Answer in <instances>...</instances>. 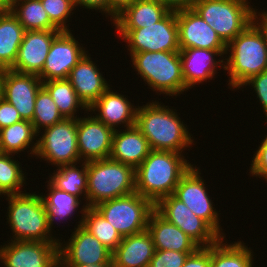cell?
Masks as SVG:
<instances>
[{"instance_id":"obj_32","label":"cell","mask_w":267,"mask_h":267,"mask_svg":"<svg viewBox=\"0 0 267 267\" xmlns=\"http://www.w3.org/2000/svg\"><path fill=\"white\" fill-rule=\"evenodd\" d=\"M35 136L38 135L33 124L27 120H21L0 129V153L18 154V152L29 148Z\"/></svg>"},{"instance_id":"obj_23","label":"cell","mask_w":267,"mask_h":267,"mask_svg":"<svg viewBox=\"0 0 267 267\" xmlns=\"http://www.w3.org/2000/svg\"><path fill=\"white\" fill-rule=\"evenodd\" d=\"M151 151L147 138L136 125L125 131L115 129L110 158L136 169Z\"/></svg>"},{"instance_id":"obj_28","label":"cell","mask_w":267,"mask_h":267,"mask_svg":"<svg viewBox=\"0 0 267 267\" xmlns=\"http://www.w3.org/2000/svg\"><path fill=\"white\" fill-rule=\"evenodd\" d=\"M79 222L112 253L123 239L119 232L94 207H83Z\"/></svg>"},{"instance_id":"obj_49","label":"cell","mask_w":267,"mask_h":267,"mask_svg":"<svg viewBox=\"0 0 267 267\" xmlns=\"http://www.w3.org/2000/svg\"><path fill=\"white\" fill-rule=\"evenodd\" d=\"M4 70L3 68H0V100L3 97V78H4Z\"/></svg>"},{"instance_id":"obj_19","label":"cell","mask_w":267,"mask_h":267,"mask_svg":"<svg viewBox=\"0 0 267 267\" xmlns=\"http://www.w3.org/2000/svg\"><path fill=\"white\" fill-rule=\"evenodd\" d=\"M60 30L25 31L11 70L38 75L44 67L53 40Z\"/></svg>"},{"instance_id":"obj_47","label":"cell","mask_w":267,"mask_h":267,"mask_svg":"<svg viewBox=\"0 0 267 267\" xmlns=\"http://www.w3.org/2000/svg\"><path fill=\"white\" fill-rule=\"evenodd\" d=\"M60 267H113L112 264H92V265H60Z\"/></svg>"},{"instance_id":"obj_20","label":"cell","mask_w":267,"mask_h":267,"mask_svg":"<svg viewBox=\"0 0 267 267\" xmlns=\"http://www.w3.org/2000/svg\"><path fill=\"white\" fill-rule=\"evenodd\" d=\"M87 55L86 53L72 68L67 80L73 86L80 100L89 108L110 85Z\"/></svg>"},{"instance_id":"obj_33","label":"cell","mask_w":267,"mask_h":267,"mask_svg":"<svg viewBox=\"0 0 267 267\" xmlns=\"http://www.w3.org/2000/svg\"><path fill=\"white\" fill-rule=\"evenodd\" d=\"M49 182L59 190L76 197L83 193L87 198V162L83 163L81 170L74 164L59 166Z\"/></svg>"},{"instance_id":"obj_8","label":"cell","mask_w":267,"mask_h":267,"mask_svg":"<svg viewBox=\"0 0 267 267\" xmlns=\"http://www.w3.org/2000/svg\"><path fill=\"white\" fill-rule=\"evenodd\" d=\"M94 208L119 232L122 237L143 232L154 211V204L137 192L102 201Z\"/></svg>"},{"instance_id":"obj_15","label":"cell","mask_w":267,"mask_h":267,"mask_svg":"<svg viewBox=\"0 0 267 267\" xmlns=\"http://www.w3.org/2000/svg\"><path fill=\"white\" fill-rule=\"evenodd\" d=\"M69 242L59 247L60 265L112 264V252L78 225Z\"/></svg>"},{"instance_id":"obj_26","label":"cell","mask_w":267,"mask_h":267,"mask_svg":"<svg viewBox=\"0 0 267 267\" xmlns=\"http://www.w3.org/2000/svg\"><path fill=\"white\" fill-rule=\"evenodd\" d=\"M170 10L159 0H136L114 20L116 29L147 27L162 20Z\"/></svg>"},{"instance_id":"obj_37","label":"cell","mask_w":267,"mask_h":267,"mask_svg":"<svg viewBox=\"0 0 267 267\" xmlns=\"http://www.w3.org/2000/svg\"><path fill=\"white\" fill-rule=\"evenodd\" d=\"M50 22L60 31H70L66 26L67 18L74 10V0H41Z\"/></svg>"},{"instance_id":"obj_40","label":"cell","mask_w":267,"mask_h":267,"mask_svg":"<svg viewBox=\"0 0 267 267\" xmlns=\"http://www.w3.org/2000/svg\"><path fill=\"white\" fill-rule=\"evenodd\" d=\"M250 85L254 88L257 93V98L266 114L267 118V70L261 72L260 74L252 76L248 81L244 83L243 86Z\"/></svg>"},{"instance_id":"obj_4","label":"cell","mask_w":267,"mask_h":267,"mask_svg":"<svg viewBox=\"0 0 267 267\" xmlns=\"http://www.w3.org/2000/svg\"><path fill=\"white\" fill-rule=\"evenodd\" d=\"M135 169L111 158L87 162L86 207L135 192Z\"/></svg>"},{"instance_id":"obj_27","label":"cell","mask_w":267,"mask_h":267,"mask_svg":"<svg viewBox=\"0 0 267 267\" xmlns=\"http://www.w3.org/2000/svg\"><path fill=\"white\" fill-rule=\"evenodd\" d=\"M25 31L10 10L0 11V68L14 66Z\"/></svg>"},{"instance_id":"obj_9","label":"cell","mask_w":267,"mask_h":267,"mask_svg":"<svg viewBox=\"0 0 267 267\" xmlns=\"http://www.w3.org/2000/svg\"><path fill=\"white\" fill-rule=\"evenodd\" d=\"M44 134L32 145L31 153L56 165L80 162L77 143V119H64L44 129Z\"/></svg>"},{"instance_id":"obj_14","label":"cell","mask_w":267,"mask_h":267,"mask_svg":"<svg viewBox=\"0 0 267 267\" xmlns=\"http://www.w3.org/2000/svg\"><path fill=\"white\" fill-rule=\"evenodd\" d=\"M176 20L180 50L202 48L227 53L226 44L193 8L176 11Z\"/></svg>"},{"instance_id":"obj_16","label":"cell","mask_w":267,"mask_h":267,"mask_svg":"<svg viewBox=\"0 0 267 267\" xmlns=\"http://www.w3.org/2000/svg\"><path fill=\"white\" fill-rule=\"evenodd\" d=\"M86 54L70 31H62L52 42L43 70L38 74L42 82L67 79L72 68Z\"/></svg>"},{"instance_id":"obj_31","label":"cell","mask_w":267,"mask_h":267,"mask_svg":"<svg viewBox=\"0 0 267 267\" xmlns=\"http://www.w3.org/2000/svg\"><path fill=\"white\" fill-rule=\"evenodd\" d=\"M43 87L51 95L65 119H77L74 114L79 107L88 110L67 79L44 81Z\"/></svg>"},{"instance_id":"obj_3","label":"cell","mask_w":267,"mask_h":267,"mask_svg":"<svg viewBox=\"0 0 267 267\" xmlns=\"http://www.w3.org/2000/svg\"><path fill=\"white\" fill-rule=\"evenodd\" d=\"M135 125L151 150L182 153L194 140L178 114L156 101L137 108Z\"/></svg>"},{"instance_id":"obj_42","label":"cell","mask_w":267,"mask_h":267,"mask_svg":"<svg viewBox=\"0 0 267 267\" xmlns=\"http://www.w3.org/2000/svg\"><path fill=\"white\" fill-rule=\"evenodd\" d=\"M18 110L2 97L0 100V129L21 121Z\"/></svg>"},{"instance_id":"obj_36","label":"cell","mask_w":267,"mask_h":267,"mask_svg":"<svg viewBox=\"0 0 267 267\" xmlns=\"http://www.w3.org/2000/svg\"><path fill=\"white\" fill-rule=\"evenodd\" d=\"M10 155L0 153V190L5 196L20 194L22 191L19 188L24 186L25 181L19 162L17 163V161L11 159Z\"/></svg>"},{"instance_id":"obj_12","label":"cell","mask_w":267,"mask_h":267,"mask_svg":"<svg viewBox=\"0 0 267 267\" xmlns=\"http://www.w3.org/2000/svg\"><path fill=\"white\" fill-rule=\"evenodd\" d=\"M60 243L13 241L0 247L5 267H60Z\"/></svg>"},{"instance_id":"obj_38","label":"cell","mask_w":267,"mask_h":267,"mask_svg":"<svg viewBox=\"0 0 267 267\" xmlns=\"http://www.w3.org/2000/svg\"><path fill=\"white\" fill-rule=\"evenodd\" d=\"M173 250H155L148 267H182L189 254Z\"/></svg>"},{"instance_id":"obj_24","label":"cell","mask_w":267,"mask_h":267,"mask_svg":"<svg viewBox=\"0 0 267 267\" xmlns=\"http://www.w3.org/2000/svg\"><path fill=\"white\" fill-rule=\"evenodd\" d=\"M222 56L217 50L202 48H187L180 50L182 73L186 90L192 88L197 83H202L207 79H212L216 74L217 65L223 63L213 59V56Z\"/></svg>"},{"instance_id":"obj_25","label":"cell","mask_w":267,"mask_h":267,"mask_svg":"<svg viewBox=\"0 0 267 267\" xmlns=\"http://www.w3.org/2000/svg\"><path fill=\"white\" fill-rule=\"evenodd\" d=\"M147 230L152 236L155 250L195 252L200 246L177 226L166 221L155 210L148 219Z\"/></svg>"},{"instance_id":"obj_5","label":"cell","mask_w":267,"mask_h":267,"mask_svg":"<svg viewBox=\"0 0 267 267\" xmlns=\"http://www.w3.org/2000/svg\"><path fill=\"white\" fill-rule=\"evenodd\" d=\"M8 223L14 233L13 241L60 243L51 237L48 212L41 195L20 193L7 195ZM50 237H49V236Z\"/></svg>"},{"instance_id":"obj_30","label":"cell","mask_w":267,"mask_h":267,"mask_svg":"<svg viewBox=\"0 0 267 267\" xmlns=\"http://www.w3.org/2000/svg\"><path fill=\"white\" fill-rule=\"evenodd\" d=\"M18 6L20 7L18 8ZM9 10L26 31L58 30L50 22L41 0L12 1Z\"/></svg>"},{"instance_id":"obj_39","label":"cell","mask_w":267,"mask_h":267,"mask_svg":"<svg viewBox=\"0 0 267 267\" xmlns=\"http://www.w3.org/2000/svg\"><path fill=\"white\" fill-rule=\"evenodd\" d=\"M253 157L250 173L267 180V135Z\"/></svg>"},{"instance_id":"obj_18","label":"cell","mask_w":267,"mask_h":267,"mask_svg":"<svg viewBox=\"0 0 267 267\" xmlns=\"http://www.w3.org/2000/svg\"><path fill=\"white\" fill-rule=\"evenodd\" d=\"M114 129L95 116L77 118V143L80 160L85 162L110 158Z\"/></svg>"},{"instance_id":"obj_48","label":"cell","mask_w":267,"mask_h":267,"mask_svg":"<svg viewBox=\"0 0 267 267\" xmlns=\"http://www.w3.org/2000/svg\"><path fill=\"white\" fill-rule=\"evenodd\" d=\"M12 0H0V11H7L10 9Z\"/></svg>"},{"instance_id":"obj_17","label":"cell","mask_w":267,"mask_h":267,"mask_svg":"<svg viewBox=\"0 0 267 267\" xmlns=\"http://www.w3.org/2000/svg\"><path fill=\"white\" fill-rule=\"evenodd\" d=\"M43 82L36 74L4 70L3 98L12 104L19 112L22 120H33L35 99Z\"/></svg>"},{"instance_id":"obj_43","label":"cell","mask_w":267,"mask_h":267,"mask_svg":"<svg viewBox=\"0 0 267 267\" xmlns=\"http://www.w3.org/2000/svg\"><path fill=\"white\" fill-rule=\"evenodd\" d=\"M75 7L80 5L85 8L102 10L110 15V0H74Z\"/></svg>"},{"instance_id":"obj_7","label":"cell","mask_w":267,"mask_h":267,"mask_svg":"<svg viewBox=\"0 0 267 267\" xmlns=\"http://www.w3.org/2000/svg\"><path fill=\"white\" fill-rule=\"evenodd\" d=\"M248 0H195L192 8L227 45L255 20Z\"/></svg>"},{"instance_id":"obj_29","label":"cell","mask_w":267,"mask_h":267,"mask_svg":"<svg viewBox=\"0 0 267 267\" xmlns=\"http://www.w3.org/2000/svg\"><path fill=\"white\" fill-rule=\"evenodd\" d=\"M224 238H220L211 245V265L210 267H252L253 259L247 246L241 241L234 244H223Z\"/></svg>"},{"instance_id":"obj_35","label":"cell","mask_w":267,"mask_h":267,"mask_svg":"<svg viewBox=\"0 0 267 267\" xmlns=\"http://www.w3.org/2000/svg\"><path fill=\"white\" fill-rule=\"evenodd\" d=\"M64 119L51 95L42 87L35 99V109L32 120L35 132L38 134L40 133V127L48 128Z\"/></svg>"},{"instance_id":"obj_2","label":"cell","mask_w":267,"mask_h":267,"mask_svg":"<svg viewBox=\"0 0 267 267\" xmlns=\"http://www.w3.org/2000/svg\"><path fill=\"white\" fill-rule=\"evenodd\" d=\"M255 21L226 45L231 54L226 65H218L228 70L231 88L239 89L252 76L267 70V35Z\"/></svg>"},{"instance_id":"obj_1","label":"cell","mask_w":267,"mask_h":267,"mask_svg":"<svg viewBox=\"0 0 267 267\" xmlns=\"http://www.w3.org/2000/svg\"><path fill=\"white\" fill-rule=\"evenodd\" d=\"M181 153L151 150L135 169V192L154 205L174 193L181 177L192 167Z\"/></svg>"},{"instance_id":"obj_44","label":"cell","mask_w":267,"mask_h":267,"mask_svg":"<svg viewBox=\"0 0 267 267\" xmlns=\"http://www.w3.org/2000/svg\"><path fill=\"white\" fill-rule=\"evenodd\" d=\"M170 11H179L192 8L195 0H159Z\"/></svg>"},{"instance_id":"obj_41","label":"cell","mask_w":267,"mask_h":267,"mask_svg":"<svg viewBox=\"0 0 267 267\" xmlns=\"http://www.w3.org/2000/svg\"><path fill=\"white\" fill-rule=\"evenodd\" d=\"M211 246L199 247L194 253L189 254L182 267H210Z\"/></svg>"},{"instance_id":"obj_6","label":"cell","mask_w":267,"mask_h":267,"mask_svg":"<svg viewBox=\"0 0 267 267\" xmlns=\"http://www.w3.org/2000/svg\"><path fill=\"white\" fill-rule=\"evenodd\" d=\"M131 60L153 91L169 96L186 91L180 51L138 52L131 55Z\"/></svg>"},{"instance_id":"obj_21","label":"cell","mask_w":267,"mask_h":267,"mask_svg":"<svg viewBox=\"0 0 267 267\" xmlns=\"http://www.w3.org/2000/svg\"><path fill=\"white\" fill-rule=\"evenodd\" d=\"M155 253L149 231L125 236L112 253L113 267H148Z\"/></svg>"},{"instance_id":"obj_10","label":"cell","mask_w":267,"mask_h":267,"mask_svg":"<svg viewBox=\"0 0 267 267\" xmlns=\"http://www.w3.org/2000/svg\"><path fill=\"white\" fill-rule=\"evenodd\" d=\"M130 50L138 52L180 51L176 11H170L162 20L147 27L118 29Z\"/></svg>"},{"instance_id":"obj_22","label":"cell","mask_w":267,"mask_h":267,"mask_svg":"<svg viewBox=\"0 0 267 267\" xmlns=\"http://www.w3.org/2000/svg\"><path fill=\"white\" fill-rule=\"evenodd\" d=\"M133 107L124 95L113 92L109 87L88 110H98L99 115L95 117L115 130L121 123H125L124 126L127 128L135 125L137 108Z\"/></svg>"},{"instance_id":"obj_50","label":"cell","mask_w":267,"mask_h":267,"mask_svg":"<svg viewBox=\"0 0 267 267\" xmlns=\"http://www.w3.org/2000/svg\"><path fill=\"white\" fill-rule=\"evenodd\" d=\"M12 1H34V0H12Z\"/></svg>"},{"instance_id":"obj_45","label":"cell","mask_w":267,"mask_h":267,"mask_svg":"<svg viewBox=\"0 0 267 267\" xmlns=\"http://www.w3.org/2000/svg\"><path fill=\"white\" fill-rule=\"evenodd\" d=\"M136 0H110V15L113 21L126 7L130 6Z\"/></svg>"},{"instance_id":"obj_13","label":"cell","mask_w":267,"mask_h":267,"mask_svg":"<svg viewBox=\"0 0 267 267\" xmlns=\"http://www.w3.org/2000/svg\"><path fill=\"white\" fill-rule=\"evenodd\" d=\"M199 169L192 167L181 177L173 195L182 201L191 211L203 219L221 238L218 213L213 210V203L206 192Z\"/></svg>"},{"instance_id":"obj_46","label":"cell","mask_w":267,"mask_h":267,"mask_svg":"<svg viewBox=\"0 0 267 267\" xmlns=\"http://www.w3.org/2000/svg\"><path fill=\"white\" fill-rule=\"evenodd\" d=\"M257 16H260V18H258ZM259 19L261 22H259V24L261 25V27L263 28V30L265 31L266 35H267V11L266 12H262V14L260 15H255V19Z\"/></svg>"},{"instance_id":"obj_34","label":"cell","mask_w":267,"mask_h":267,"mask_svg":"<svg viewBox=\"0 0 267 267\" xmlns=\"http://www.w3.org/2000/svg\"><path fill=\"white\" fill-rule=\"evenodd\" d=\"M48 186V196L41 195V197L48 212L50 227H53L52 225L55 219L64 220L73 215L72 213L79 207L81 200L74 195L57 189L49 181Z\"/></svg>"},{"instance_id":"obj_11","label":"cell","mask_w":267,"mask_h":267,"mask_svg":"<svg viewBox=\"0 0 267 267\" xmlns=\"http://www.w3.org/2000/svg\"><path fill=\"white\" fill-rule=\"evenodd\" d=\"M154 210L166 221L181 229L200 247L211 246L221 238L173 194L160 199L154 205Z\"/></svg>"}]
</instances>
